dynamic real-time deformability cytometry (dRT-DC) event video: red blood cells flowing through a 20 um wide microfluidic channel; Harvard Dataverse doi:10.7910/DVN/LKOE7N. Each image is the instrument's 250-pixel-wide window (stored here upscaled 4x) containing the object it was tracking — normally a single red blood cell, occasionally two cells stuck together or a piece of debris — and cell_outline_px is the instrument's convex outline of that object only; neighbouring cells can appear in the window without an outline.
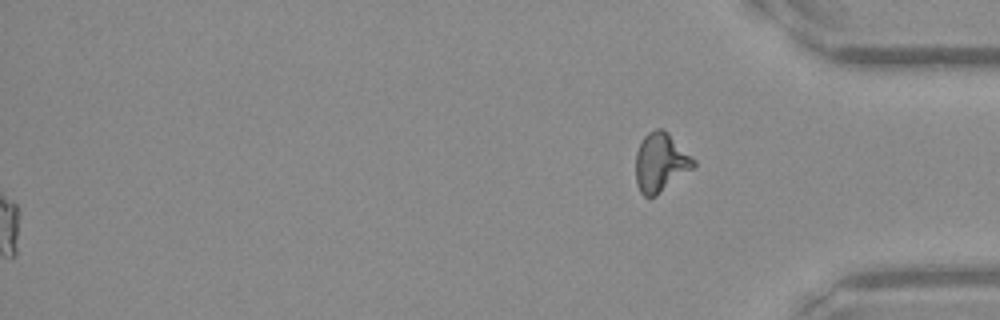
{"species": "Egyptian fruit bat (a non-hibernating species)", "species_latin": "Rousettus aegyptiacus", "temperature_condition": "warm", "stored_images_in_passage": 49, "segment_of_instrument_passage": [2, 2], "camera_frame_rate_fps": 3000, "um_per_image_px": 0.085, "frame": {"image": 1, "passage_image": 49, "time_ms": 16.0, "image_size_px": [1000, 320], "cell_outline_px": [[696, 164], [692, 168], [656, 196], [644, 196], [640, 192], [636, 184], [636, 152], [644, 136], [648, 132], [656, 128], [664, 128], [696, 160]], "centroid_in_image_um": [56.14, 13.79], "position_along_channel_um": 379.1, "area_um2": 19.77}}